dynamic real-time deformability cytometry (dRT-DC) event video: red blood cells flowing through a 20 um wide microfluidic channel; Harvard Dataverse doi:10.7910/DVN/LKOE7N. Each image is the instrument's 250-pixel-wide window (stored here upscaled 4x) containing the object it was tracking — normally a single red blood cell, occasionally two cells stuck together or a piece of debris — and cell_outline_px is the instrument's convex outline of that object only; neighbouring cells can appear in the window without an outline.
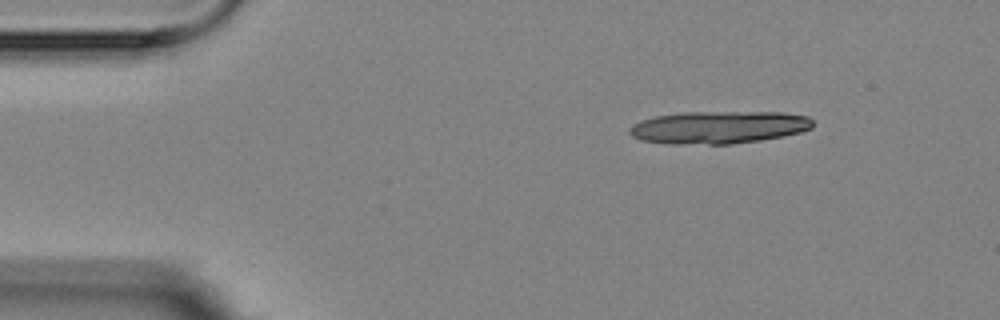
{"species": "Egyptian fruit bat (a non-hibernating species)", "species_latin": "Rousettus aegyptiacus", "temperature_condition": "room temperature", "stored_images_in_passage": 3, "camera_frame_rate_fps": 3000, "um_per_image_px": 0.085, "animal": {"sex": "female"}, "frame": {"image": 1, "passage_image": 1, "time_ms": 0.0, "image_size_px": [1000, 320], "cell_outline_px": [[812, 128], [800, 132], [784, 136], [760, 140], [732, 144], [668, 144], [640, 140], [632, 136], [628, 132], [628, 128], [632, 124], [640, 120], [656, 116], [684, 112], [780, 112], [808, 116], [812, 120]], "centroid_in_image_um": [61.05, 10.82], "position_along_channel_um": 24.0, "area_um2": 35.03}}